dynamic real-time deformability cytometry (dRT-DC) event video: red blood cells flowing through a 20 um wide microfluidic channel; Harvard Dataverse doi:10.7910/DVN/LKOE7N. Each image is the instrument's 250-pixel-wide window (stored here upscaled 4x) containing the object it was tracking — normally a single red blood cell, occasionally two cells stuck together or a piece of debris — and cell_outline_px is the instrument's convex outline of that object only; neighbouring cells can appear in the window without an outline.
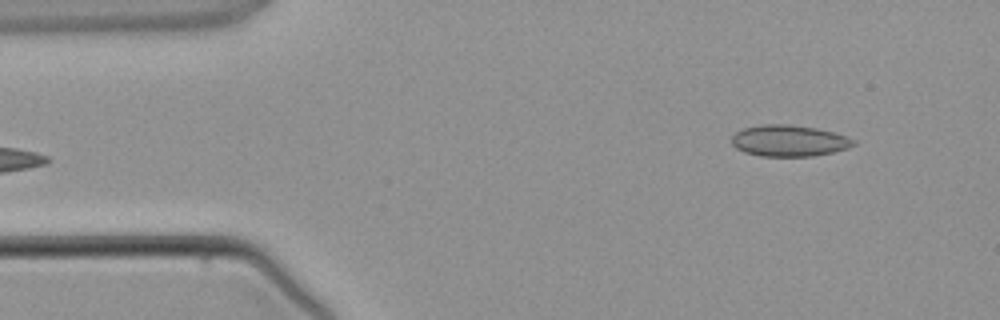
{"species": "common noctule bat (a hibernating species)", "species_latin": "Nyctalus noctula", "temperature_condition": "warm", "stored_images_in_passage": 5, "camera_frame_rate_fps": 3000, "um_per_image_px": 0.085, "animal": {"sex": "male", "body_mass_g": 21.5, "forearm_length_mm": 52.0}, "frame": {"image": 1, "passage_image": 5, "time_ms": 4.667, "image_size_px": [1000, 320], "cell_outline_px": [[856, 144], [848, 148], [832, 152], [812, 156], [760, 156], [744, 152], [736, 148], [732, 144], [732, 136], [736, 132], [744, 128], [760, 124], [788, 124], [816, 128], [832, 132], [856, 140]], "centroid_in_image_um": [67.05, 11.96], "position_along_channel_um": 18.0, "area_um2": 22.2}}